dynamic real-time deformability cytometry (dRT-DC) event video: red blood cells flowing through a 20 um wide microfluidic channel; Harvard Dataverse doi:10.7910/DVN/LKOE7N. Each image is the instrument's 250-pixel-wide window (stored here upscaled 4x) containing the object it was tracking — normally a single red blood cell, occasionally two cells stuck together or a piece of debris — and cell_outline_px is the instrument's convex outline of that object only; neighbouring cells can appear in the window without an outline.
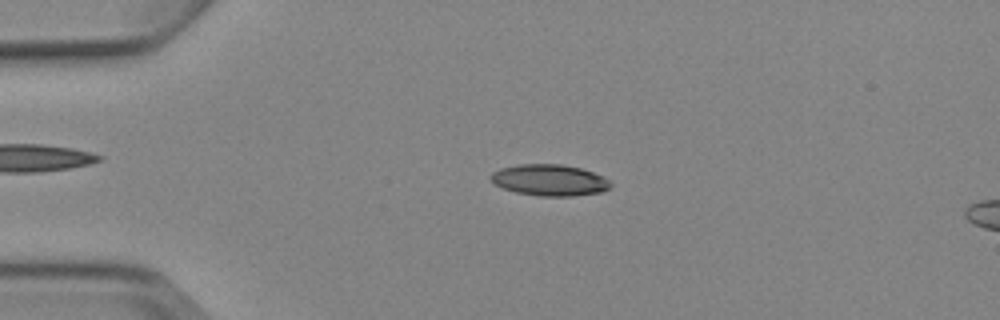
{"species": "Egyptian fruit bat (a non-hibernating species)", "species_latin": "Rousettus aegyptiacus", "temperature_condition": "cold", "stored_images_in_passage": 5, "segment_of_instrument_passage": [1, 2], "camera_frame_rate_fps": 3000, "um_per_image_px": 0.085, "animal": {"sex": "female"}, "frame": {"image": 1, "passage_image": 3, "time_ms": 2.333, "image_size_px": [1000, 320], "cell_outline_px": [[612, 188], [600, 192], [572, 196], [540, 196], [516, 192], [504, 188], [488, 180], [488, 176], [492, 172], [500, 168], [520, 164], [560, 164], [580, 168], [604, 176], [612, 184]], "centroid_in_image_um": [46.7, 15.31], "position_along_channel_um": 38.3, "area_um2": 21.96}}